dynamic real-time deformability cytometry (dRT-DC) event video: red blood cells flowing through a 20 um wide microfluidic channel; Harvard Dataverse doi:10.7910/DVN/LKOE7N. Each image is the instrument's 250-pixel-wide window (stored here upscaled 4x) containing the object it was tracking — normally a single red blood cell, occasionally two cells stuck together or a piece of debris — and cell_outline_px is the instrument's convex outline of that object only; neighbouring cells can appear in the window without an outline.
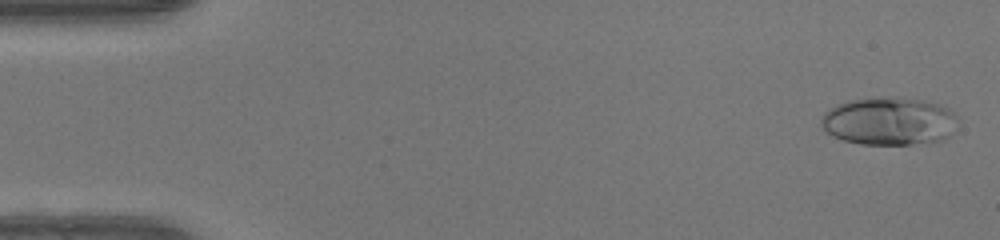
{"species": "human", "species_latin": "Homo sapiens", "temperature_condition": "warm", "stored_images_in_passage": 50, "camera_frame_rate_fps": 3000, "um_per_image_px": 0.085, "donor": {"sex": "female"}, "frame": {"image": 1, "passage_image": 2, "time_ms": 0.333, "image_size_px": [1000, 240], "cell_outline_px": [[956, 116], [948, 136], [940, 140], [908, 144], [860, 144], [844, 140], [832, 136], [824, 128], [820, 120], [824, 112], [848, 100], [920, 100], [940, 104], [948, 108]], "centroid_in_image_um": [75.53, 10.34], "position_along_channel_um": 9.5, "area_um2": 36.53}}
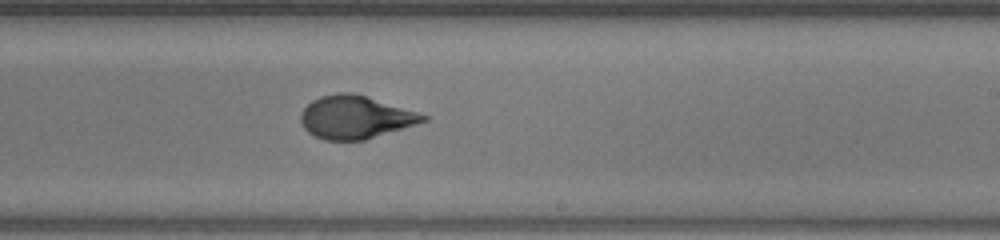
{"frame": {"image": 2, "passage_image": 30, "time_ms": 9.667, "image_size_px": [1000, 240], "cell_outline_px": [[428, 120], [364, 140], [324, 140], [308, 132], [304, 128], [300, 120], [300, 112], [312, 100], [320, 96], [340, 92], [352, 92], [416, 112], [428, 116]], "centroid_in_image_um": [30.15, 9.96], "position_along_channel_um": 258.9, "area_um2": 30.17}}
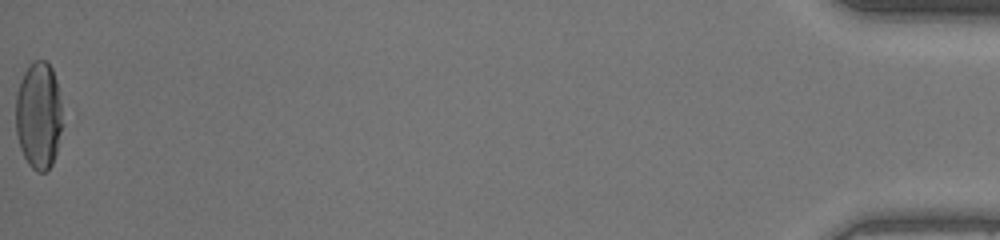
{"frame": {"image": 3, "passage_image": 50, "time_ms": 16.333, "image_size_px": [1000, 240], "cell_outline_px": [[64, 124], [56, 152], [52, 164], [44, 172], [36, 172], [28, 164], [20, 148], [16, 132], [16, 92], [20, 80], [24, 72], [36, 60], [44, 60], [52, 68], [56, 80], [60, 100]], "centroid_in_image_um": [3.3, 9.84], "position_along_channel_um": 431.9, "area_um2": 29.42}, "authors_computed_cell_mechanics": {"area_um2": 30.5184, "velocity_mm_per_s": 4.1975, "shape_relaxation_time_tau1_ms": 7.6605, "shape_relaxation_time_tau2_ms": null, "deformation_change_tau1": 0.2894, "deformation_change_tau2": null}}